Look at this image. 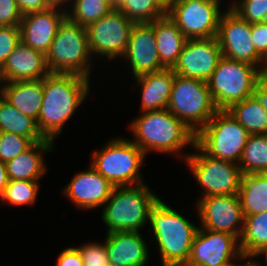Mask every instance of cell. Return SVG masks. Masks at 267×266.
I'll list each match as a JSON object with an SVG mask.
<instances>
[{
	"label": "cell",
	"instance_id": "obj_1",
	"mask_svg": "<svg viewBox=\"0 0 267 266\" xmlns=\"http://www.w3.org/2000/svg\"><path fill=\"white\" fill-rule=\"evenodd\" d=\"M91 79L77 74L50 73L43 78V99L37 126L45 139L55 141L65 124L90 94Z\"/></svg>",
	"mask_w": 267,
	"mask_h": 266
},
{
	"label": "cell",
	"instance_id": "obj_2",
	"mask_svg": "<svg viewBox=\"0 0 267 266\" xmlns=\"http://www.w3.org/2000/svg\"><path fill=\"white\" fill-rule=\"evenodd\" d=\"M130 138L144 153L175 154L184 161L193 148L196 134L168 109L146 111L132 120L128 126ZM185 147V148H184ZM185 151L181 152V151ZM181 152V153H180Z\"/></svg>",
	"mask_w": 267,
	"mask_h": 266
},
{
	"label": "cell",
	"instance_id": "obj_3",
	"mask_svg": "<svg viewBox=\"0 0 267 266\" xmlns=\"http://www.w3.org/2000/svg\"><path fill=\"white\" fill-rule=\"evenodd\" d=\"M149 223L161 266H185L199 226L160 198L150 208Z\"/></svg>",
	"mask_w": 267,
	"mask_h": 266
},
{
	"label": "cell",
	"instance_id": "obj_4",
	"mask_svg": "<svg viewBox=\"0 0 267 266\" xmlns=\"http://www.w3.org/2000/svg\"><path fill=\"white\" fill-rule=\"evenodd\" d=\"M146 183L114 187L101 208L106 233L141 232L149 223L150 208L160 198Z\"/></svg>",
	"mask_w": 267,
	"mask_h": 266
},
{
	"label": "cell",
	"instance_id": "obj_5",
	"mask_svg": "<svg viewBox=\"0 0 267 266\" xmlns=\"http://www.w3.org/2000/svg\"><path fill=\"white\" fill-rule=\"evenodd\" d=\"M101 148L91 152L90 165L114 187L146 183L140 169L147 157L134 142L117 136Z\"/></svg>",
	"mask_w": 267,
	"mask_h": 266
},
{
	"label": "cell",
	"instance_id": "obj_6",
	"mask_svg": "<svg viewBox=\"0 0 267 266\" xmlns=\"http://www.w3.org/2000/svg\"><path fill=\"white\" fill-rule=\"evenodd\" d=\"M86 29L67 17L60 24L46 61L51 73L77 74L88 79L94 67Z\"/></svg>",
	"mask_w": 267,
	"mask_h": 266
},
{
	"label": "cell",
	"instance_id": "obj_7",
	"mask_svg": "<svg viewBox=\"0 0 267 266\" xmlns=\"http://www.w3.org/2000/svg\"><path fill=\"white\" fill-rule=\"evenodd\" d=\"M261 70L251 64L222 56L207 81L218 110H227L233 104L253 96Z\"/></svg>",
	"mask_w": 267,
	"mask_h": 266
},
{
	"label": "cell",
	"instance_id": "obj_8",
	"mask_svg": "<svg viewBox=\"0 0 267 266\" xmlns=\"http://www.w3.org/2000/svg\"><path fill=\"white\" fill-rule=\"evenodd\" d=\"M167 109L195 134L218 111L207 82L176 74Z\"/></svg>",
	"mask_w": 267,
	"mask_h": 266
},
{
	"label": "cell",
	"instance_id": "obj_9",
	"mask_svg": "<svg viewBox=\"0 0 267 266\" xmlns=\"http://www.w3.org/2000/svg\"><path fill=\"white\" fill-rule=\"evenodd\" d=\"M249 136L228 110H218L196 134L195 143L211 157L238 164Z\"/></svg>",
	"mask_w": 267,
	"mask_h": 266
},
{
	"label": "cell",
	"instance_id": "obj_10",
	"mask_svg": "<svg viewBox=\"0 0 267 266\" xmlns=\"http://www.w3.org/2000/svg\"><path fill=\"white\" fill-rule=\"evenodd\" d=\"M192 150L184 163L203 190L200 198L239 193L242 173L239 164L211 157L196 143Z\"/></svg>",
	"mask_w": 267,
	"mask_h": 266
},
{
	"label": "cell",
	"instance_id": "obj_11",
	"mask_svg": "<svg viewBox=\"0 0 267 266\" xmlns=\"http://www.w3.org/2000/svg\"><path fill=\"white\" fill-rule=\"evenodd\" d=\"M134 25L135 22L116 7L104 17L88 24L85 29L93 59L99 57L100 60L102 57L111 62L122 58Z\"/></svg>",
	"mask_w": 267,
	"mask_h": 266
},
{
	"label": "cell",
	"instance_id": "obj_12",
	"mask_svg": "<svg viewBox=\"0 0 267 266\" xmlns=\"http://www.w3.org/2000/svg\"><path fill=\"white\" fill-rule=\"evenodd\" d=\"M221 4L205 0H174L166 14L187 39L217 37Z\"/></svg>",
	"mask_w": 267,
	"mask_h": 266
},
{
	"label": "cell",
	"instance_id": "obj_13",
	"mask_svg": "<svg viewBox=\"0 0 267 266\" xmlns=\"http://www.w3.org/2000/svg\"><path fill=\"white\" fill-rule=\"evenodd\" d=\"M251 32V23L245 21L231 8L225 9L217 34L222 56L254 65L262 71L265 60L256 52Z\"/></svg>",
	"mask_w": 267,
	"mask_h": 266
},
{
	"label": "cell",
	"instance_id": "obj_14",
	"mask_svg": "<svg viewBox=\"0 0 267 266\" xmlns=\"http://www.w3.org/2000/svg\"><path fill=\"white\" fill-rule=\"evenodd\" d=\"M195 203L201 228L240 238L244 216L238 194L198 197Z\"/></svg>",
	"mask_w": 267,
	"mask_h": 266
},
{
	"label": "cell",
	"instance_id": "obj_15",
	"mask_svg": "<svg viewBox=\"0 0 267 266\" xmlns=\"http://www.w3.org/2000/svg\"><path fill=\"white\" fill-rule=\"evenodd\" d=\"M241 253L238 237L199 226L185 266H228Z\"/></svg>",
	"mask_w": 267,
	"mask_h": 266
},
{
	"label": "cell",
	"instance_id": "obj_16",
	"mask_svg": "<svg viewBox=\"0 0 267 266\" xmlns=\"http://www.w3.org/2000/svg\"><path fill=\"white\" fill-rule=\"evenodd\" d=\"M222 57L217 37L187 39L177 62L171 68L176 75L207 82Z\"/></svg>",
	"mask_w": 267,
	"mask_h": 266
},
{
	"label": "cell",
	"instance_id": "obj_17",
	"mask_svg": "<svg viewBox=\"0 0 267 266\" xmlns=\"http://www.w3.org/2000/svg\"><path fill=\"white\" fill-rule=\"evenodd\" d=\"M84 170L74 174L70 182L64 186L62 194L80 210L103 207L114 186L91 165Z\"/></svg>",
	"mask_w": 267,
	"mask_h": 266
},
{
	"label": "cell",
	"instance_id": "obj_18",
	"mask_svg": "<svg viewBox=\"0 0 267 266\" xmlns=\"http://www.w3.org/2000/svg\"><path fill=\"white\" fill-rule=\"evenodd\" d=\"M154 27L151 23H135L131 30L128 47L122 59L129 64L133 78L146 73L166 69L156 49Z\"/></svg>",
	"mask_w": 267,
	"mask_h": 266
},
{
	"label": "cell",
	"instance_id": "obj_19",
	"mask_svg": "<svg viewBox=\"0 0 267 266\" xmlns=\"http://www.w3.org/2000/svg\"><path fill=\"white\" fill-rule=\"evenodd\" d=\"M66 17V9L56 6L23 15L19 25L21 41L46 55L60 24Z\"/></svg>",
	"mask_w": 267,
	"mask_h": 266
},
{
	"label": "cell",
	"instance_id": "obj_20",
	"mask_svg": "<svg viewBox=\"0 0 267 266\" xmlns=\"http://www.w3.org/2000/svg\"><path fill=\"white\" fill-rule=\"evenodd\" d=\"M50 73L46 55L21 41L0 68V83L42 79Z\"/></svg>",
	"mask_w": 267,
	"mask_h": 266
},
{
	"label": "cell",
	"instance_id": "obj_21",
	"mask_svg": "<svg viewBox=\"0 0 267 266\" xmlns=\"http://www.w3.org/2000/svg\"><path fill=\"white\" fill-rule=\"evenodd\" d=\"M109 266H147L149 246L141 232L117 231L105 238Z\"/></svg>",
	"mask_w": 267,
	"mask_h": 266
},
{
	"label": "cell",
	"instance_id": "obj_22",
	"mask_svg": "<svg viewBox=\"0 0 267 266\" xmlns=\"http://www.w3.org/2000/svg\"><path fill=\"white\" fill-rule=\"evenodd\" d=\"M175 73L171 68L134 77L141 93L140 113L167 109Z\"/></svg>",
	"mask_w": 267,
	"mask_h": 266
},
{
	"label": "cell",
	"instance_id": "obj_23",
	"mask_svg": "<svg viewBox=\"0 0 267 266\" xmlns=\"http://www.w3.org/2000/svg\"><path fill=\"white\" fill-rule=\"evenodd\" d=\"M54 145L55 142L49 139L35 142L22 154L7 161L5 164L9 181H40L48 171L44 153L47 154L53 151Z\"/></svg>",
	"mask_w": 267,
	"mask_h": 266
},
{
	"label": "cell",
	"instance_id": "obj_24",
	"mask_svg": "<svg viewBox=\"0 0 267 266\" xmlns=\"http://www.w3.org/2000/svg\"><path fill=\"white\" fill-rule=\"evenodd\" d=\"M0 94L17 110L37 121L43 99V78L0 83Z\"/></svg>",
	"mask_w": 267,
	"mask_h": 266
},
{
	"label": "cell",
	"instance_id": "obj_25",
	"mask_svg": "<svg viewBox=\"0 0 267 266\" xmlns=\"http://www.w3.org/2000/svg\"><path fill=\"white\" fill-rule=\"evenodd\" d=\"M151 24L154 27L159 59L166 68H172L177 62L187 38L167 14L154 20Z\"/></svg>",
	"mask_w": 267,
	"mask_h": 266
},
{
	"label": "cell",
	"instance_id": "obj_26",
	"mask_svg": "<svg viewBox=\"0 0 267 266\" xmlns=\"http://www.w3.org/2000/svg\"><path fill=\"white\" fill-rule=\"evenodd\" d=\"M243 216L267 211V173H241L239 189Z\"/></svg>",
	"mask_w": 267,
	"mask_h": 266
},
{
	"label": "cell",
	"instance_id": "obj_27",
	"mask_svg": "<svg viewBox=\"0 0 267 266\" xmlns=\"http://www.w3.org/2000/svg\"><path fill=\"white\" fill-rule=\"evenodd\" d=\"M0 132H10L30 138L34 143L45 140L38 129L37 121L17 110L1 94Z\"/></svg>",
	"mask_w": 267,
	"mask_h": 266
},
{
	"label": "cell",
	"instance_id": "obj_28",
	"mask_svg": "<svg viewBox=\"0 0 267 266\" xmlns=\"http://www.w3.org/2000/svg\"><path fill=\"white\" fill-rule=\"evenodd\" d=\"M250 134H267V112L254 96L227 109Z\"/></svg>",
	"mask_w": 267,
	"mask_h": 266
},
{
	"label": "cell",
	"instance_id": "obj_29",
	"mask_svg": "<svg viewBox=\"0 0 267 266\" xmlns=\"http://www.w3.org/2000/svg\"><path fill=\"white\" fill-rule=\"evenodd\" d=\"M115 8V0H71L66 8L69 20L86 27Z\"/></svg>",
	"mask_w": 267,
	"mask_h": 266
},
{
	"label": "cell",
	"instance_id": "obj_30",
	"mask_svg": "<svg viewBox=\"0 0 267 266\" xmlns=\"http://www.w3.org/2000/svg\"><path fill=\"white\" fill-rule=\"evenodd\" d=\"M239 244L243 254L253 255L267 245V211L244 217Z\"/></svg>",
	"mask_w": 267,
	"mask_h": 266
},
{
	"label": "cell",
	"instance_id": "obj_31",
	"mask_svg": "<svg viewBox=\"0 0 267 266\" xmlns=\"http://www.w3.org/2000/svg\"><path fill=\"white\" fill-rule=\"evenodd\" d=\"M238 164L242 173H267V134H250Z\"/></svg>",
	"mask_w": 267,
	"mask_h": 266
},
{
	"label": "cell",
	"instance_id": "obj_32",
	"mask_svg": "<svg viewBox=\"0 0 267 266\" xmlns=\"http://www.w3.org/2000/svg\"><path fill=\"white\" fill-rule=\"evenodd\" d=\"M115 7L135 23H151L166 15L159 0H115Z\"/></svg>",
	"mask_w": 267,
	"mask_h": 266
},
{
	"label": "cell",
	"instance_id": "obj_33",
	"mask_svg": "<svg viewBox=\"0 0 267 266\" xmlns=\"http://www.w3.org/2000/svg\"><path fill=\"white\" fill-rule=\"evenodd\" d=\"M40 181L10 180L0 199L1 203L14 207L33 206L39 197Z\"/></svg>",
	"mask_w": 267,
	"mask_h": 266
},
{
	"label": "cell",
	"instance_id": "obj_34",
	"mask_svg": "<svg viewBox=\"0 0 267 266\" xmlns=\"http://www.w3.org/2000/svg\"><path fill=\"white\" fill-rule=\"evenodd\" d=\"M230 2L227 9L231 8L248 23L267 21V0H234Z\"/></svg>",
	"mask_w": 267,
	"mask_h": 266
},
{
	"label": "cell",
	"instance_id": "obj_35",
	"mask_svg": "<svg viewBox=\"0 0 267 266\" xmlns=\"http://www.w3.org/2000/svg\"><path fill=\"white\" fill-rule=\"evenodd\" d=\"M34 142L10 132H0V161L7 162L29 149Z\"/></svg>",
	"mask_w": 267,
	"mask_h": 266
},
{
	"label": "cell",
	"instance_id": "obj_36",
	"mask_svg": "<svg viewBox=\"0 0 267 266\" xmlns=\"http://www.w3.org/2000/svg\"><path fill=\"white\" fill-rule=\"evenodd\" d=\"M84 266H109L105 242L89 241L77 246Z\"/></svg>",
	"mask_w": 267,
	"mask_h": 266
},
{
	"label": "cell",
	"instance_id": "obj_37",
	"mask_svg": "<svg viewBox=\"0 0 267 266\" xmlns=\"http://www.w3.org/2000/svg\"><path fill=\"white\" fill-rule=\"evenodd\" d=\"M20 42L19 26H0V68Z\"/></svg>",
	"mask_w": 267,
	"mask_h": 266
},
{
	"label": "cell",
	"instance_id": "obj_38",
	"mask_svg": "<svg viewBox=\"0 0 267 266\" xmlns=\"http://www.w3.org/2000/svg\"><path fill=\"white\" fill-rule=\"evenodd\" d=\"M22 17L15 0H0V26H19Z\"/></svg>",
	"mask_w": 267,
	"mask_h": 266
},
{
	"label": "cell",
	"instance_id": "obj_39",
	"mask_svg": "<svg viewBox=\"0 0 267 266\" xmlns=\"http://www.w3.org/2000/svg\"><path fill=\"white\" fill-rule=\"evenodd\" d=\"M251 40L255 45L256 52L267 59V21L252 23Z\"/></svg>",
	"mask_w": 267,
	"mask_h": 266
},
{
	"label": "cell",
	"instance_id": "obj_40",
	"mask_svg": "<svg viewBox=\"0 0 267 266\" xmlns=\"http://www.w3.org/2000/svg\"><path fill=\"white\" fill-rule=\"evenodd\" d=\"M57 256L55 266H84L82 256L76 246L64 248Z\"/></svg>",
	"mask_w": 267,
	"mask_h": 266
},
{
	"label": "cell",
	"instance_id": "obj_41",
	"mask_svg": "<svg viewBox=\"0 0 267 266\" xmlns=\"http://www.w3.org/2000/svg\"><path fill=\"white\" fill-rule=\"evenodd\" d=\"M23 15L46 10L48 3L45 0H15Z\"/></svg>",
	"mask_w": 267,
	"mask_h": 266
},
{
	"label": "cell",
	"instance_id": "obj_42",
	"mask_svg": "<svg viewBox=\"0 0 267 266\" xmlns=\"http://www.w3.org/2000/svg\"><path fill=\"white\" fill-rule=\"evenodd\" d=\"M253 96L267 112V78L260 75L257 85L254 88Z\"/></svg>",
	"mask_w": 267,
	"mask_h": 266
},
{
	"label": "cell",
	"instance_id": "obj_43",
	"mask_svg": "<svg viewBox=\"0 0 267 266\" xmlns=\"http://www.w3.org/2000/svg\"><path fill=\"white\" fill-rule=\"evenodd\" d=\"M258 260H259V258L257 259V257L253 254L241 253L228 266H262V264L259 263L260 261H258ZM242 261H243V263H242Z\"/></svg>",
	"mask_w": 267,
	"mask_h": 266
},
{
	"label": "cell",
	"instance_id": "obj_44",
	"mask_svg": "<svg viewBox=\"0 0 267 266\" xmlns=\"http://www.w3.org/2000/svg\"><path fill=\"white\" fill-rule=\"evenodd\" d=\"M9 182L5 162L0 161V199L2 198L5 188Z\"/></svg>",
	"mask_w": 267,
	"mask_h": 266
},
{
	"label": "cell",
	"instance_id": "obj_45",
	"mask_svg": "<svg viewBox=\"0 0 267 266\" xmlns=\"http://www.w3.org/2000/svg\"><path fill=\"white\" fill-rule=\"evenodd\" d=\"M49 6H56L66 9L71 0H45Z\"/></svg>",
	"mask_w": 267,
	"mask_h": 266
},
{
	"label": "cell",
	"instance_id": "obj_46",
	"mask_svg": "<svg viewBox=\"0 0 267 266\" xmlns=\"http://www.w3.org/2000/svg\"><path fill=\"white\" fill-rule=\"evenodd\" d=\"M257 258L259 257H263L265 258L264 262L267 266V245L263 246L261 249H259L255 254H254Z\"/></svg>",
	"mask_w": 267,
	"mask_h": 266
},
{
	"label": "cell",
	"instance_id": "obj_47",
	"mask_svg": "<svg viewBox=\"0 0 267 266\" xmlns=\"http://www.w3.org/2000/svg\"><path fill=\"white\" fill-rule=\"evenodd\" d=\"M262 75L267 78V59L264 62L263 69L261 71Z\"/></svg>",
	"mask_w": 267,
	"mask_h": 266
},
{
	"label": "cell",
	"instance_id": "obj_48",
	"mask_svg": "<svg viewBox=\"0 0 267 266\" xmlns=\"http://www.w3.org/2000/svg\"><path fill=\"white\" fill-rule=\"evenodd\" d=\"M166 8L174 1V0H159Z\"/></svg>",
	"mask_w": 267,
	"mask_h": 266
},
{
	"label": "cell",
	"instance_id": "obj_49",
	"mask_svg": "<svg viewBox=\"0 0 267 266\" xmlns=\"http://www.w3.org/2000/svg\"><path fill=\"white\" fill-rule=\"evenodd\" d=\"M205 1L217 2V3H219V4L223 3V2H222L223 0H205Z\"/></svg>",
	"mask_w": 267,
	"mask_h": 266
}]
</instances>
